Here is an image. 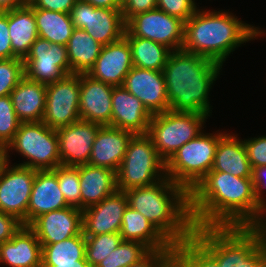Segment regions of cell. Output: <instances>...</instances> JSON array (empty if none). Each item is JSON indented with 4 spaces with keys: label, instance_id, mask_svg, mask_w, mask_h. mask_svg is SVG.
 <instances>
[{
    "label": "cell",
    "instance_id": "obj_1",
    "mask_svg": "<svg viewBox=\"0 0 266 267\" xmlns=\"http://www.w3.org/2000/svg\"><path fill=\"white\" fill-rule=\"evenodd\" d=\"M194 228L256 227L264 208L255 198L252 177L210 171L189 193Z\"/></svg>",
    "mask_w": 266,
    "mask_h": 267
},
{
    "label": "cell",
    "instance_id": "obj_2",
    "mask_svg": "<svg viewBox=\"0 0 266 267\" xmlns=\"http://www.w3.org/2000/svg\"><path fill=\"white\" fill-rule=\"evenodd\" d=\"M220 70L221 64L201 55L171 51L163 69L169 110L210 116L209 92Z\"/></svg>",
    "mask_w": 266,
    "mask_h": 267
},
{
    "label": "cell",
    "instance_id": "obj_3",
    "mask_svg": "<svg viewBox=\"0 0 266 267\" xmlns=\"http://www.w3.org/2000/svg\"><path fill=\"white\" fill-rule=\"evenodd\" d=\"M228 11L199 9L184 22L182 49L223 66L229 54L265 31L244 23Z\"/></svg>",
    "mask_w": 266,
    "mask_h": 267
},
{
    "label": "cell",
    "instance_id": "obj_4",
    "mask_svg": "<svg viewBox=\"0 0 266 267\" xmlns=\"http://www.w3.org/2000/svg\"><path fill=\"white\" fill-rule=\"evenodd\" d=\"M125 193L128 206L145 216L173 245L192 236L189 193L168 177Z\"/></svg>",
    "mask_w": 266,
    "mask_h": 267
},
{
    "label": "cell",
    "instance_id": "obj_5",
    "mask_svg": "<svg viewBox=\"0 0 266 267\" xmlns=\"http://www.w3.org/2000/svg\"><path fill=\"white\" fill-rule=\"evenodd\" d=\"M192 236L216 259L219 267H254L266 253L256 227H201Z\"/></svg>",
    "mask_w": 266,
    "mask_h": 267
},
{
    "label": "cell",
    "instance_id": "obj_6",
    "mask_svg": "<svg viewBox=\"0 0 266 267\" xmlns=\"http://www.w3.org/2000/svg\"><path fill=\"white\" fill-rule=\"evenodd\" d=\"M224 134L202 132L185 143L166 162V176L190 193L211 171L218 141Z\"/></svg>",
    "mask_w": 266,
    "mask_h": 267
},
{
    "label": "cell",
    "instance_id": "obj_7",
    "mask_svg": "<svg viewBox=\"0 0 266 267\" xmlns=\"http://www.w3.org/2000/svg\"><path fill=\"white\" fill-rule=\"evenodd\" d=\"M117 177V189L155 184L166 176V162L159 156L147 134H135L128 144Z\"/></svg>",
    "mask_w": 266,
    "mask_h": 267
},
{
    "label": "cell",
    "instance_id": "obj_8",
    "mask_svg": "<svg viewBox=\"0 0 266 267\" xmlns=\"http://www.w3.org/2000/svg\"><path fill=\"white\" fill-rule=\"evenodd\" d=\"M206 119V115L197 112L167 110L152 116L147 135L167 162L179 148L204 131Z\"/></svg>",
    "mask_w": 266,
    "mask_h": 267
},
{
    "label": "cell",
    "instance_id": "obj_9",
    "mask_svg": "<svg viewBox=\"0 0 266 267\" xmlns=\"http://www.w3.org/2000/svg\"><path fill=\"white\" fill-rule=\"evenodd\" d=\"M8 150L26 157V162L17 165L34 170H54L61 165L57 132L42 121L21 122Z\"/></svg>",
    "mask_w": 266,
    "mask_h": 267
},
{
    "label": "cell",
    "instance_id": "obj_10",
    "mask_svg": "<svg viewBox=\"0 0 266 267\" xmlns=\"http://www.w3.org/2000/svg\"><path fill=\"white\" fill-rule=\"evenodd\" d=\"M124 36H137L180 50L184 41V21L158 8L136 14L125 23Z\"/></svg>",
    "mask_w": 266,
    "mask_h": 267
},
{
    "label": "cell",
    "instance_id": "obj_11",
    "mask_svg": "<svg viewBox=\"0 0 266 267\" xmlns=\"http://www.w3.org/2000/svg\"><path fill=\"white\" fill-rule=\"evenodd\" d=\"M23 63L25 77L45 85L71 75L67 47L40 37L32 44Z\"/></svg>",
    "mask_w": 266,
    "mask_h": 267
},
{
    "label": "cell",
    "instance_id": "obj_12",
    "mask_svg": "<svg viewBox=\"0 0 266 267\" xmlns=\"http://www.w3.org/2000/svg\"><path fill=\"white\" fill-rule=\"evenodd\" d=\"M69 15L74 28L85 30L103 46L120 40L126 30L121 9L97 8L77 0Z\"/></svg>",
    "mask_w": 266,
    "mask_h": 267
},
{
    "label": "cell",
    "instance_id": "obj_13",
    "mask_svg": "<svg viewBox=\"0 0 266 267\" xmlns=\"http://www.w3.org/2000/svg\"><path fill=\"white\" fill-rule=\"evenodd\" d=\"M80 74L46 85V104L43 120L51 129L66 127L80 118Z\"/></svg>",
    "mask_w": 266,
    "mask_h": 267
},
{
    "label": "cell",
    "instance_id": "obj_14",
    "mask_svg": "<svg viewBox=\"0 0 266 267\" xmlns=\"http://www.w3.org/2000/svg\"><path fill=\"white\" fill-rule=\"evenodd\" d=\"M34 178V169L17 164L8 165L0 174V211L17 218L25 226Z\"/></svg>",
    "mask_w": 266,
    "mask_h": 267
},
{
    "label": "cell",
    "instance_id": "obj_15",
    "mask_svg": "<svg viewBox=\"0 0 266 267\" xmlns=\"http://www.w3.org/2000/svg\"><path fill=\"white\" fill-rule=\"evenodd\" d=\"M102 125L79 119L56 130L62 166L88 164L92 146Z\"/></svg>",
    "mask_w": 266,
    "mask_h": 267
},
{
    "label": "cell",
    "instance_id": "obj_16",
    "mask_svg": "<svg viewBox=\"0 0 266 267\" xmlns=\"http://www.w3.org/2000/svg\"><path fill=\"white\" fill-rule=\"evenodd\" d=\"M123 87L138 98L152 115L169 110L163 72L133 66L125 77Z\"/></svg>",
    "mask_w": 266,
    "mask_h": 267
},
{
    "label": "cell",
    "instance_id": "obj_17",
    "mask_svg": "<svg viewBox=\"0 0 266 267\" xmlns=\"http://www.w3.org/2000/svg\"><path fill=\"white\" fill-rule=\"evenodd\" d=\"M127 206L125 191L117 189L98 204L82 210L84 236L120 232Z\"/></svg>",
    "mask_w": 266,
    "mask_h": 267
},
{
    "label": "cell",
    "instance_id": "obj_18",
    "mask_svg": "<svg viewBox=\"0 0 266 267\" xmlns=\"http://www.w3.org/2000/svg\"><path fill=\"white\" fill-rule=\"evenodd\" d=\"M29 227L41 244L58 243L83 232L82 210L69 206L37 217Z\"/></svg>",
    "mask_w": 266,
    "mask_h": 267
},
{
    "label": "cell",
    "instance_id": "obj_19",
    "mask_svg": "<svg viewBox=\"0 0 266 267\" xmlns=\"http://www.w3.org/2000/svg\"><path fill=\"white\" fill-rule=\"evenodd\" d=\"M114 86L80 74L79 115L82 120L112 126V94Z\"/></svg>",
    "mask_w": 266,
    "mask_h": 267
},
{
    "label": "cell",
    "instance_id": "obj_20",
    "mask_svg": "<svg viewBox=\"0 0 266 267\" xmlns=\"http://www.w3.org/2000/svg\"><path fill=\"white\" fill-rule=\"evenodd\" d=\"M132 67L131 47L123 36L120 40L102 47L99 57L87 74L103 83L123 86Z\"/></svg>",
    "mask_w": 266,
    "mask_h": 267
},
{
    "label": "cell",
    "instance_id": "obj_21",
    "mask_svg": "<svg viewBox=\"0 0 266 267\" xmlns=\"http://www.w3.org/2000/svg\"><path fill=\"white\" fill-rule=\"evenodd\" d=\"M134 135L133 132L109 125L101 126L96 134L88 164L117 172Z\"/></svg>",
    "mask_w": 266,
    "mask_h": 267
},
{
    "label": "cell",
    "instance_id": "obj_22",
    "mask_svg": "<svg viewBox=\"0 0 266 267\" xmlns=\"http://www.w3.org/2000/svg\"><path fill=\"white\" fill-rule=\"evenodd\" d=\"M152 116L144 104L123 86H114L112 127L134 134H147Z\"/></svg>",
    "mask_w": 266,
    "mask_h": 267
},
{
    "label": "cell",
    "instance_id": "obj_23",
    "mask_svg": "<svg viewBox=\"0 0 266 267\" xmlns=\"http://www.w3.org/2000/svg\"><path fill=\"white\" fill-rule=\"evenodd\" d=\"M69 207L53 170H35V178L27 208V226L40 215Z\"/></svg>",
    "mask_w": 266,
    "mask_h": 267
},
{
    "label": "cell",
    "instance_id": "obj_24",
    "mask_svg": "<svg viewBox=\"0 0 266 267\" xmlns=\"http://www.w3.org/2000/svg\"><path fill=\"white\" fill-rule=\"evenodd\" d=\"M42 246L35 232L23 225L8 241L0 244V263L9 267H42Z\"/></svg>",
    "mask_w": 266,
    "mask_h": 267
},
{
    "label": "cell",
    "instance_id": "obj_25",
    "mask_svg": "<svg viewBox=\"0 0 266 267\" xmlns=\"http://www.w3.org/2000/svg\"><path fill=\"white\" fill-rule=\"evenodd\" d=\"M81 210L98 204L117 190L116 172L89 164L79 165Z\"/></svg>",
    "mask_w": 266,
    "mask_h": 267
},
{
    "label": "cell",
    "instance_id": "obj_26",
    "mask_svg": "<svg viewBox=\"0 0 266 267\" xmlns=\"http://www.w3.org/2000/svg\"><path fill=\"white\" fill-rule=\"evenodd\" d=\"M211 171H220L236 177H252V168L242 139L225 133L218 141Z\"/></svg>",
    "mask_w": 266,
    "mask_h": 267
},
{
    "label": "cell",
    "instance_id": "obj_27",
    "mask_svg": "<svg viewBox=\"0 0 266 267\" xmlns=\"http://www.w3.org/2000/svg\"><path fill=\"white\" fill-rule=\"evenodd\" d=\"M15 114L21 122L43 120L46 85L24 77L10 93Z\"/></svg>",
    "mask_w": 266,
    "mask_h": 267
},
{
    "label": "cell",
    "instance_id": "obj_28",
    "mask_svg": "<svg viewBox=\"0 0 266 267\" xmlns=\"http://www.w3.org/2000/svg\"><path fill=\"white\" fill-rule=\"evenodd\" d=\"M120 235L123 241H138L150 250L173 249V244L145 216L130 206L124 211Z\"/></svg>",
    "mask_w": 266,
    "mask_h": 267
},
{
    "label": "cell",
    "instance_id": "obj_29",
    "mask_svg": "<svg viewBox=\"0 0 266 267\" xmlns=\"http://www.w3.org/2000/svg\"><path fill=\"white\" fill-rule=\"evenodd\" d=\"M8 28L13 55L24 60L38 38L33 9L26 4L8 11Z\"/></svg>",
    "mask_w": 266,
    "mask_h": 267
},
{
    "label": "cell",
    "instance_id": "obj_30",
    "mask_svg": "<svg viewBox=\"0 0 266 267\" xmlns=\"http://www.w3.org/2000/svg\"><path fill=\"white\" fill-rule=\"evenodd\" d=\"M71 74L88 73L101 53L103 45L85 30L74 28L66 45Z\"/></svg>",
    "mask_w": 266,
    "mask_h": 267
},
{
    "label": "cell",
    "instance_id": "obj_31",
    "mask_svg": "<svg viewBox=\"0 0 266 267\" xmlns=\"http://www.w3.org/2000/svg\"><path fill=\"white\" fill-rule=\"evenodd\" d=\"M31 8L36 19L38 37L66 46L74 29L69 13Z\"/></svg>",
    "mask_w": 266,
    "mask_h": 267
},
{
    "label": "cell",
    "instance_id": "obj_32",
    "mask_svg": "<svg viewBox=\"0 0 266 267\" xmlns=\"http://www.w3.org/2000/svg\"><path fill=\"white\" fill-rule=\"evenodd\" d=\"M131 47L133 66L163 72L171 50L155 41L137 37L124 36Z\"/></svg>",
    "mask_w": 266,
    "mask_h": 267
},
{
    "label": "cell",
    "instance_id": "obj_33",
    "mask_svg": "<svg viewBox=\"0 0 266 267\" xmlns=\"http://www.w3.org/2000/svg\"><path fill=\"white\" fill-rule=\"evenodd\" d=\"M41 246L42 264H66L86 260V241L83 232L61 242Z\"/></svg>",
    "mask_w": 266,
    "mask_h": 267
},
{
    "label": "cell",
    "instance_id": "obj_34",
    "mask_svg": "<svg viewBox=\"0 0 266 267\" xmlns=\"http://www.w3.org/2000/svg\"><path fill=\"white\" fill-rule=\"evenodd\" d=\"M182 267H219L216 259L193 237L173 246Z\"/></svg>",
    "mask_w": 266,
    "mask_h": 267
},
{
    "label": "cell",
    "instance_id": "obj_35",
    "mask_svg": "<svg viewBox=\"0 0 266 267\" xmlns=\"http://www.w3.org/2000/svg\"><path fill=\"white\" fill-rule=\"evenodd\" d=\"M85 258L90 267H97L123 241L120 232L85 236Z\"/></svg>",
    "mask_w": 266,
    "mask_h": 267
},
{
    "label": "cell",
    "instance_id": "obj_36",
    "mask_svg": "<svg viewBox=\"0 0 266 267\" xmlns=\"http://www.w3.org/2000/svg\"><path fill=\"white\" fill-rule=\"evenodd\" d=\"M149 251L147 246L138 241H122L97 267H128Z\"/></svg>",
    "mask_w": 266,
    "mask_h": 267
},
{
    "label": "cell",
    "instance_id": "obj_37",
    "mask_svg": "<svg viewBox=\"0 0 266 267\" xmlns=\"http://www.w3.org/2000/svg\"><path fill=\"white\" fill-rule=\"evenodd\" d=\"M53 171L57 174L58 184L67 204L81 210L79 166L60 165Z\"/></svg>",
    "mask_w": 266,
    "mask_h": 267
},
{
    "label": "cell",
    "instance_id": "obj_38",
    "mask_svg": "<svg viewBox=\"0 0 266 267\" xmlns=\"http://www.w3.org/2000/svg\"><path fill=\"white\" fill-rule=\"evenodd\" d=\"M25 77L24 63L20 58L0 60V97L10 95Z\"/></svg>",
    "mask_w": 266,
    "mask_h": 267
},
{
    "label": "cell",
    "instance_id": "obj_39",
    "mask_svg": "<svg viewBox=\"0 0 266 267\" xmlns=\"http://www.w3.org/2000/svg\"><path fill=\"white\" fill-rule=\"evenodd\" d=\"M20 124L10 95L0 97V141L8 145L19 130Z\"/></svg>",
    "mask_w": 266,
    "mask_h": 267
},
{
    "label": "cell",
    "instance_id": "obj_40",
    "mask_svg": "<svg viewBox=\"0 0 266 267\" xmlns=\"http://www.w3.org/2000/svg\"><path fill=\"white\" fill-rule=\"evenodd\" d=\"M195 0H157V8L186 22L197 10Z\"/></svg>",
    "mask_w": 266,
    "mask_h": 267
},
{
    "label": "cell",
    "instance_id": "obj_41",
    "mask_svg": "<svg viewBox=\"0 0 266 267\" xmlns=\"http://www.w3.org/2000/svg\"><path fill=\"white\" fill-rule=\"evenodd\" d=\"M251 168L266 166V136L243 140Z\"/></svg>",
    "mask_w": 266,
    "mask_h": 267
},
{
    "label": "cell",
    "instance_id": "obj_42",
    "mask_svg": "<svg viewBox=\"0 0 266 267\" xmlns=\"http://www.w3.org/2000/svg\"><path fill=\"white\" fill-rule=\"evenodd\" d=\"M157 8V0H122L121 13L126 23L131 17Z\"/></svg>",
    "mask_w": 266,
    "mask_h": 267
},
{
    "label": "cell",
    "instance_id": "obj_43",
    "mask_svg": "<svg viewBox=\"0 0 266 267\" xmlns=\"http://www.w3.org/2000/svg\"><path fill=\"white\" fill-rule=\"evenodd\" d=\"M16 58L13 55L8 28V11L0 12V60Z\"/></svg>",
    "mask_w": 266,
    "mask_h": 267
},
{
    "label": "cell",
    "instance_id": "obj_44",
    "mask_svg": "<svg viewBox=\"0 0 266 267\" xmlns=\"http://www.w3.org/2000/svg\"><path fill=\"white\" fill-rule=\"evenodd\" d=\"M76 2L77 0H28V5L44 10L70 13Z\"/></svg>",
    "mask_w": 266,
    "mask_h": 267
},
{
    "label": "cell",
    "instance_id": "obj_45",
    "mask_svg": "<svg viewBox=\"0 0 266 267\" xmlns=\"http://www.w3.org/2000/svg\"><path fill=\"white\" fill-rule=\"evenodd\" d=\"M22 226L17 218L0 211V244L10 240Z\"/></svg>",
    "mask_w": 266,
    "mask_h": 267
},
{
    "label": "cell",
    "instance_id": "obj_46",
    "mask_svg": "<svg viewBox=\"0 0 266 267\" xmlns=\"http://www.w3.org/2000/svg\"><path fill=\"white\" fill-rule=\"evenodd\" d=\"M252 182L254 185L255 198L265 209L266 199L263 197L266 188V166L252 168Z\"/></svg>",
    "mask_w": 266,
    "mask_h": 267
},
{
    "label": "cell",
    "instance_id": "obj_47",
    "mask_svg": "<svg viewBox=\"0 0 266 267\" xmlns=\"http://www.w3.org/2000/svg\"><path fill=\"white\" fill-rule=\"evenodd\" d=\"M170 250L172 249L150 250L143 258L128 267H153Z\"/></svg>",
    "mask_w": 266,
    "mask_h": 267
},
{
    "label": "cell",
    "instance_id": "obj_48",
    "mask_svg": "<svg viewBox=\"0 0 266 267\" xmlns=\"http://www.w3.org/2000/svg\"><path fill=\"white\" fill-rule=\"evenodd\" d=\"M153 267H182L180 256L172 249L167 252Z\"/></svg>",
    "mask_w": 266,
    "mask_h": 267
},
{
    "label": "cell",
    "instance_id": "obj_49",
    "mask_svg": "<svg viewBox=\"0 0 266 267\" xmlns=\"http://www.w3.org/2000/svg\"><path fill=\"white\" fill-rule=\"evenodd\" d=\"M97 8L121 9L122 0H83Z\"/></svg>",
    "mask_w": 266,
    "mask_h": 267
},
{
    "label": "cell",
    "instance_id": "obj_50",
    "mask_svg": "<svg viewBox=\"0 0 266 267\" xmlns=\"http://www.w3.org/2000/svg\"><path fill=\"white\" fill-rule=\"evenodd\" d=\"M28 4V0H0V12H6Z\"/></svg>",
    "mask_w": 266,
    "mask_h": 267
},
{
    "label": "cell",
    "instance_id": "obj_51",
    "mask_svg": "<svg viewBox=\"0 0 266 267\" xmlns=\"http://www.w3.org/2000/svg\"><path fill=\"white\" fill-rule=\"evenodd\" d=\"M8 145L0 141V174L5 171L10 163Z\"/></svg>",
    "mask_w": 266,
    "mask_h": 267
},
{
    "label": "cell",
    "instance_id": "obj_52",
    "mask_svg": "<svg viewBox=\"0 0 266 267\" xmlns=\"http://www.w3.org/2000/svg\"><path fill=\"white\" fill-rule=\"evenodd\" d=\"M42 267H90L87 260H77L76 263L42 264Z\"/></svg>",
    "mask_w": 266,
    "mask_h": 267
},
{
    "label": "cell",
    "instance_id": "obj_53",
    "mask_svg": "<svg viewBox=\"0 0 266 267\" xmlns=\"http://www.w3.org/2000/svg\"><path fill=\"white\" fill-rule=\"evenodd\" d=\"M256 228L261 232L263 243L266 246V207L264 209L263 217Z\"/></svg>",
    "mask_w": 266,
    "mask_h": 267
},
{
    "label": "cell",
    "instance_id": "obj_54",
    "mask_svg": "<svg viewBox=\"0 0 266 267\" xmlns=\"http://www.w3.org/2000/svg\"><path fill=\"white\" fill-rule=\"evenodd\" d=\"M254 267H266V253L254 264Z\"/></svg>",
    "mask_w": 266,
    "mask_h": 267
}]
</instances>
